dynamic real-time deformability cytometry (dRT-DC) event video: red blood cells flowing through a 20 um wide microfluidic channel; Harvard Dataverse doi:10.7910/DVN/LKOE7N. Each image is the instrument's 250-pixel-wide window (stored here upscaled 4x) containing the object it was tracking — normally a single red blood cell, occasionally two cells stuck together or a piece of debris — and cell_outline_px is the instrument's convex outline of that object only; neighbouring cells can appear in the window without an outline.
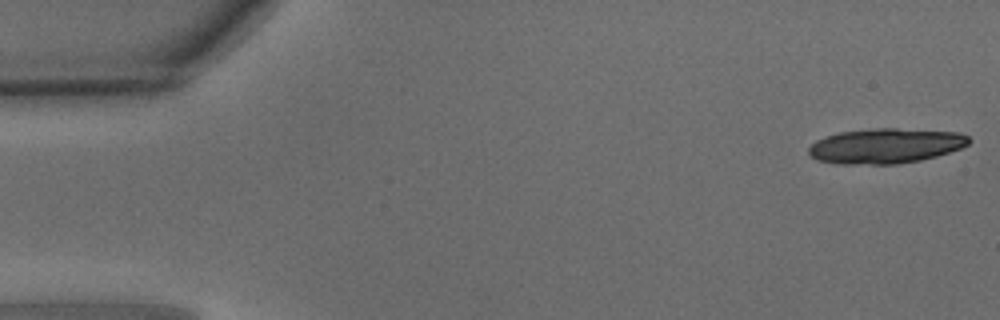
{"species": "common noctule bat (a hibernating species)", "species_latin": "Nyctalus noctula", "temperature_condition": "warm", "stored_images_in_passage": 17, "camera_frame_rate_fps": 3000, "um_per_image_px": 0.085, "animal": {"sex": "male", "body_mass_g": 15.6}, "frame": {"image": 1, "passage_image": 1, "time_ms": 0.0, "image_size_px": [1000, 320], "cell_outline_px": [[972, 140], [968, 144], [960, 148], [936, 156], [920, 160], [896, 164], [840, 164], [820, 160], [808, 156], [808, 148], [816, 140], [840, 132], [872, 128], [896, 128], [960, 132], [968, 136]], "centroid_in_image_um": [75.28, 12.39], "position_along_channel_um": 9.7, "area_um2": 32.71}}